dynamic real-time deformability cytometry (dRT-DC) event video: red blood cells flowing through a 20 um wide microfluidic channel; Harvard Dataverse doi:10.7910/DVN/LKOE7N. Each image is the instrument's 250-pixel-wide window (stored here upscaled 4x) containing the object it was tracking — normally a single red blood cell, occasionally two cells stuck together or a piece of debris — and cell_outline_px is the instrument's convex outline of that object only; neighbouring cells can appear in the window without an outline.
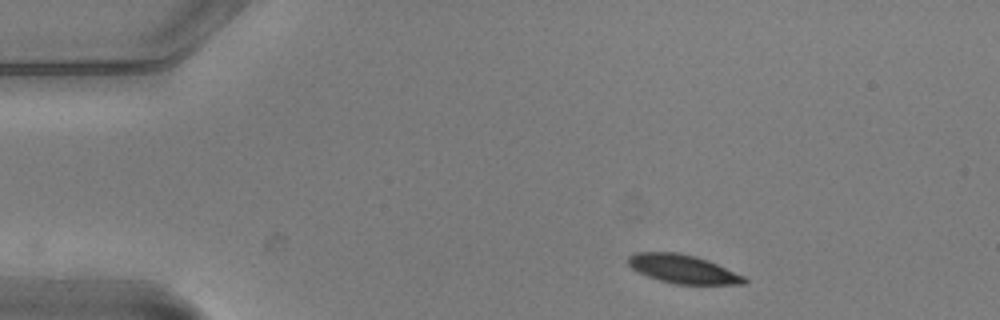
{"species": "common noctule bat (a hibernating species)", "species_latin": "Nyctalus noctula", "temperature_condition": "warm", "stored_images_in_passage": 3, "camera_frame_rate_fps": 3000, "um_per_image_px": 0.085, "animal": {"sex": "male", "body_mass_g": 20.5, "forearm_length_mm": 52.5}, "frame": {"image": 1, "passage_image": 1, "time_ms": 0.0, "image_size_px": [1000, 320], "cell_outline_px": [[748, 284], [676, 284], [660, 280], [648, 276], [632, 268], [628, 264], [628, 256], [632, 252], [680, 252], [696, 256], [708, 260], [744, 276], [748, 280]], "centroid_in_image_um": [58.05, 22.85], "position_along_channel_um": 26.9, "area_um2": 19.36}}